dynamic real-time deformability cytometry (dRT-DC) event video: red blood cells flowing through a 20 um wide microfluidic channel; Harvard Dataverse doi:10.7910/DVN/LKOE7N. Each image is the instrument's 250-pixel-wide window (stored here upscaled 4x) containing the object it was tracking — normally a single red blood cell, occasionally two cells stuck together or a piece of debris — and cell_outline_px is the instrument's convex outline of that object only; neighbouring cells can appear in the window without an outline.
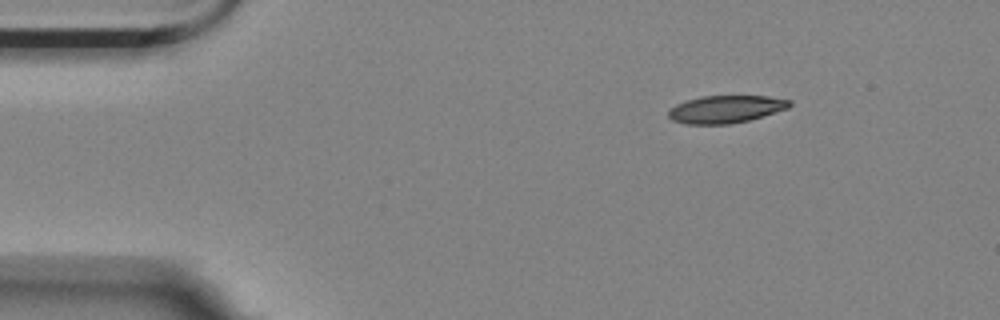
{"species": "Egyptian fruit bat (a non-hibernating species)", "species_latin": "Rousettus aegyptiacus", "temperature_condition": "room temperature", "stored_images_in_passage": 8, "camera_frame_rate_fps": 3000, "um_per_image_px": 0.085, "animal": {"sex": "female"}, "frame": {"image": 1, "passage_image": 1, "time_ms": 0.0, "image_size_px": [1000, 320], "cell_outline_px": [[792, 104], [788, 108], [748, 120], [732, 124], [684, 124], [672, 120], [668, 116], [668, 112], [676, 104], [700, 96], [768, 96], [792, 100]], "centroid_in_image_um": [61.69, 9.28], "position_along_channel_um": 23.3, "area_um2": 19.36}}
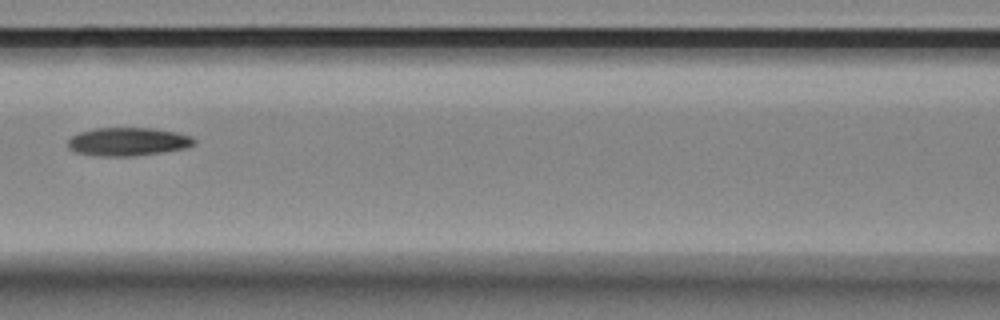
{"frame": {"image": 2, "passage_image": 6, "time_ms": 1.667, "image_size_px": [1000, 320], "cell_outline_px": [[196, 144], [184, 148], [160, 152], [132, 156], [96, 156], [76, 152], [68, 148], [68, 140], [72, 136], [80, 132], [96, 128], [152, 128], [176, 132], [192, 136], [196, 140]], "centroid_in_image_um": [10.87, 12.04], "position_along_channel_um": 155.7, "area_um2": 20.75}}
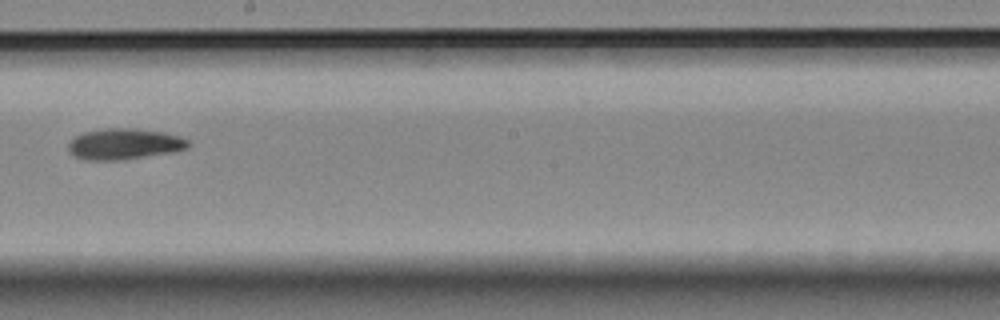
{"frame": {"image": 3, "passage_image": 8, "time_ms": 2.333, "image_size_px": [1000, 320], "cell_outline_px": [[192, 144], [188, 148], [172, 152], [124, 160], [88, 160], [76, 156], [68, 152], [68, 144], [76, 136], [84, 132], [104, 128], [136, 128], [164, 132], [180, 136], [188, 140]], "centroid_in_image_um": [10.6, 12.23], "position_along_channel_um": 237.6, "area_um2": 21.79}}